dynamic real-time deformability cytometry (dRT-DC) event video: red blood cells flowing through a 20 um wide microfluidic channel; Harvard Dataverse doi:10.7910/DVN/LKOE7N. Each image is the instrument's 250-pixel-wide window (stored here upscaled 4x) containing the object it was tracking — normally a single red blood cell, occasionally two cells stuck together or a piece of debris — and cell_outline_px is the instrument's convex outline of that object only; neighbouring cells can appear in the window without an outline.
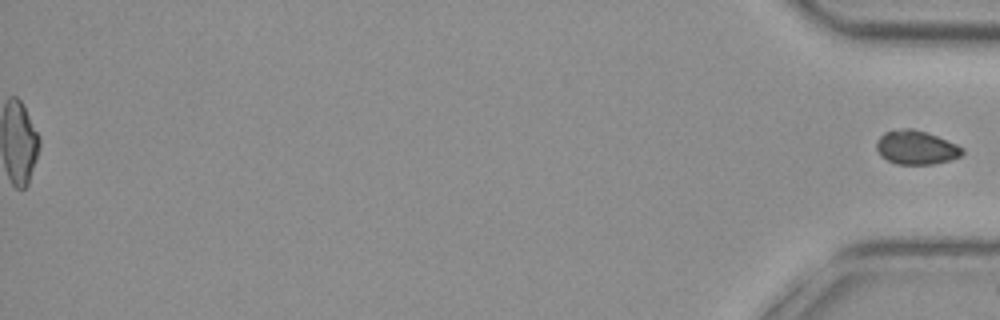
{"species": "common noctule bat (a hibernating species)", "species_latin": "Nyctalus noctula", "temperature_condition": "cold", "stored_images_in_passage": 55, "segment_of_instrument_passage": [2, 2], "camera_frame_rate_fps": 3000, "um_per_image_px": 0.085, "animal": {"sex": "female", "body_mass_g": 29.2, "forearm_length_mm": 56.3}, "frame": {"image": 1, "passage_image": 55, "time_ms": 18.0, "image_size_px": [1000, 320], "cell_outline_px": [[964, 152], [960, 156], [948, 160], [932, 164], [896, 164], [880, 156], [876, 148], [876, 140], [884, 132], [904, 128], [912, 128], [936, 136], [956, 144], [964, 148]], "centroid_in_image_um": [77.84, 12.54], "position_along_channel_um": 357.4, "area_um2": 16.82}}